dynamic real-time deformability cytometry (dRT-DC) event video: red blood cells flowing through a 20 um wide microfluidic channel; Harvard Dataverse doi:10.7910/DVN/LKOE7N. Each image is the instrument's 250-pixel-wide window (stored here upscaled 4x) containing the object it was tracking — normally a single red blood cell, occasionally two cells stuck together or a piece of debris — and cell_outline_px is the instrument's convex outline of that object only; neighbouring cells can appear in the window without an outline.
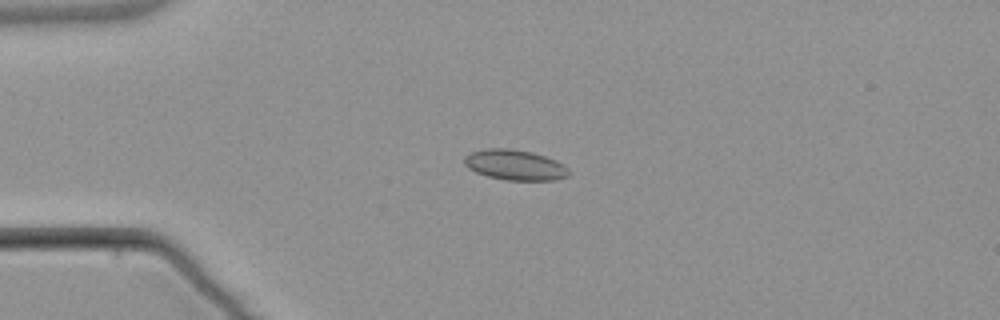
{"species": "common noctule bat (a hibernating species)", "species_latin": "Nyctalus noctula", "temperature_condition": "warm", "stored_images_in_passage": 6, "camera_frame_rate_fps": 3000, "um_per_image_px": 0.085, "animal": {"sex": "male", "body_mass_g": 21.5, "forearm_length_mm": 52.0}, "frame": {"image": 1, "passage_image": 3, "time_ms": 2.667, "image_size_px": [1000, 320], "cell_outline_px": [[568, 176], [556, 180], [508, 180], [488, 176], [476, 172], [468, 168], [464, 164], [464, 156], [472, 152], [488, 148], [508, 148], [532, 152], [556, 160], [568, 168]], "centroid_in_image_um": [43.76, 14.02], "position_along_channel_um": 41.2, "area_um2": 18.38}}
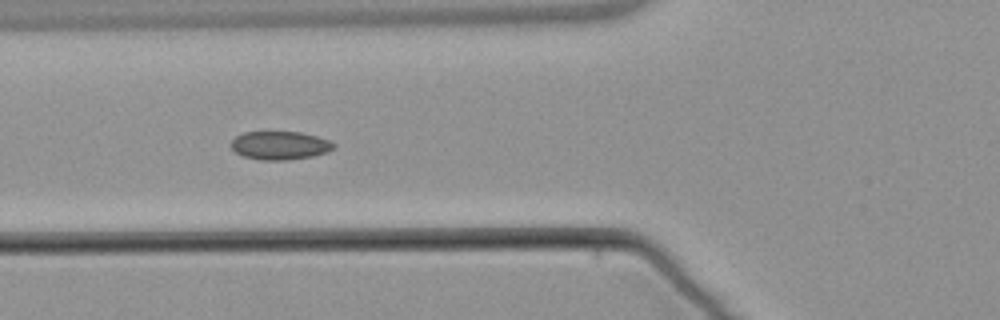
{"frame": {"image": 2, "passage_image": 5, "time_ms": 5.0, "image_size_px": [1000, 320], "cell_outline_px": [[336, 148], [328, 152], [312, 156], [288, 160], [260, 160], [244, 156], [236, 152], [228, 144], [236, 136], [244, 132], [300, 132], [316, 136], [328, 140], [336, 144]], "centroid_in_image_um": [23.8, 12.36], "position_along_channel_um": 102.0, "area_um2": 17.05}}